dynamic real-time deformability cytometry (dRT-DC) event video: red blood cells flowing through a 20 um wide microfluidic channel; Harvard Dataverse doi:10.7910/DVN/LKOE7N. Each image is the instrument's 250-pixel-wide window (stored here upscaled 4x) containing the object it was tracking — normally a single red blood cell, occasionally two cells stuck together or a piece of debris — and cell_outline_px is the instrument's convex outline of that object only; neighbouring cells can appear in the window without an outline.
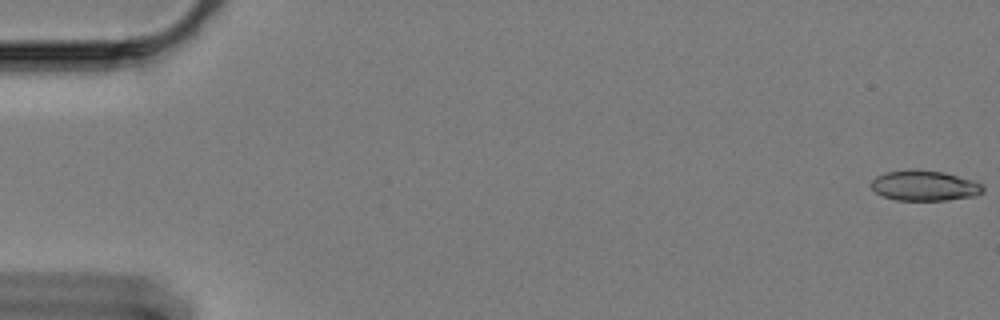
{"species": "Egyptian fruit bat (a non-hibernating species)", "species_latin": "Rousettus aegyptiacus", "temperature_condition": "cold", "stored_images_in_passage": 61, "camera_frame_rate_fps": 3000, "um_per_image_px": 0.085, "animal": {"sex": "female"}, "frame": {"image": 1, "passage_image": 1, "time_ms": 0.0, "image_size_px": [1000, 320], "cell_outline_px": [[984, 192], [976, 196], [948, 200], [896, 200], [884, 196], [876, 192], [872, 188], [872, 180], [876, 176], [884, 172], [908, 168], [916, 168], [944, 172], [972, 180], [984, 184]], "centroid_in_image_um": [78.6, 15.76], "position_along_channel_um": 6.4, "area_um2": 20.11}}
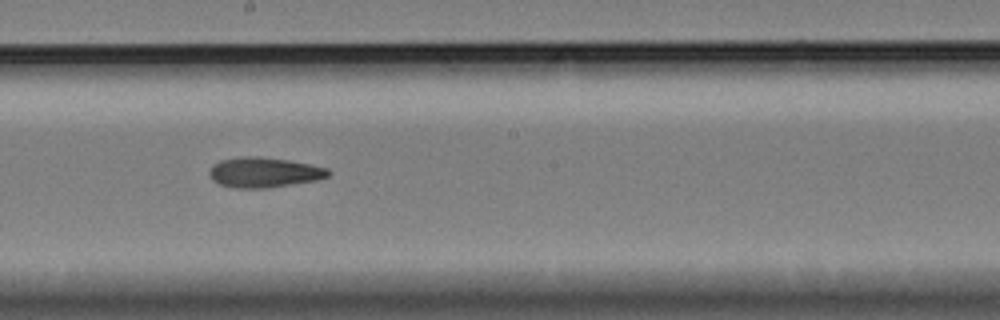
{"frame": {"image": 2, "passage_image": 34, "time_ms": 11.0, "image_size_px": [1000, 320], "cell_outline_px": [[332, 172], [328, 176], [316, 180], [268, 188], [236, 188], [220, 184], [212, 180], [208, 172], [212, 164], [220, 160], [240, 156], [256, 156], [288, 160], [328, 168]], "centroid_in_image_um": [22.41, 14.65], "position_along_channel_um": 225.8, "area_um2": 20.92}}
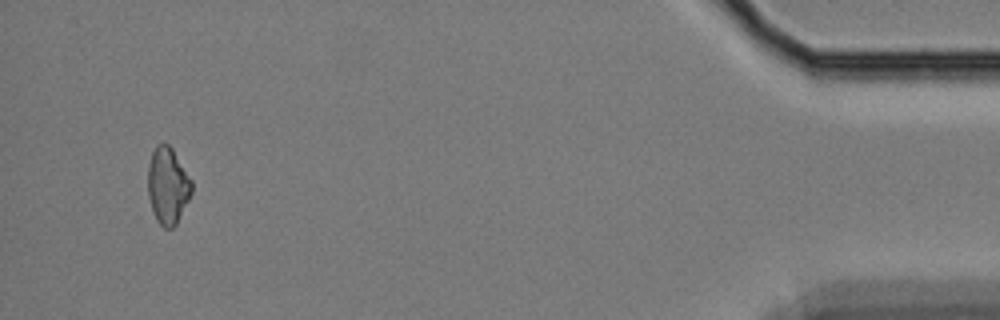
{"frame": {"image": 3, "passage_image": 58, "time_ms": 19.0, "image_size_px": [1000, 320], "cell_outline_px": [[192, 192], [176, 224], [172, 228], [164, 228], [156, 220], [148, 196], [148, 164], [152, 152], [156, 144], [168, 144], [172, 148], [192, 180]], "centroid_in_image_um": [14.25, 15.77], "position_along_channel_um": 420.9, "area_um2": 19.48}}